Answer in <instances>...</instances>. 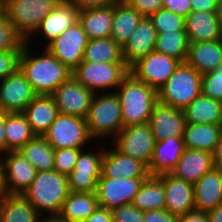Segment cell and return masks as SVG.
<instances>
[{"label": "cell", "mask_w": 222, "mask_h": 222, "mask_svg": "<svg viewBox=\"0 0 222 222\" xmlns=\"http://www.w3.org/2000/svg\"><path fill=\"white\" fill-rule=\"evenodd\" d=\"M36 96L20 69L0 81V105L6 113H23Z\"/></svg>", "instance_id": "2e32d148"}, {"label": "cell", "mask_w": 222, "mask_h": 222, "mask_svg": "<svg viewBox=\"0 0 222 222\" xmlns=\"http://www.w3.org/2000/svg\"><path fill=\"white\" fill-rule=\"evenodd\" d=\"M212 154L214 159V167L222 170V133L220 140L218 141Z\"/></svg>", "instance_id": "f5cc1de1"}, {"label": "cell", "mask_w": 222, "mask_h": 222, "mask_svg": "<svg viewBox=\"0 0 222 222\" xmlns=\"http://www.w3.org/2000/svg\"><path fill=\"white\" fill-rule=\"evenodd\" d=\"M112 140L117 151L149 166L156 143L149 123L124 127Z\"/></svg>", "instance_id": "9c48e42d"}, {"label": "cell", "mask_w": 222, "mask_h": 222, "mask_svg": "<svg viewBox=\"0 0 222 222\" xmlns=\"http://www.w3.org/2000/svg\"><path fill=\"white\" fill-rule=\"evenodd\" d=\"M129 7L136 9L143 16L149 17L151 14L163 8V0H122Z\"/></svg>", "instance_id": "f6af8a7d"}, {"label": "cell", "mask_w": 222, "mask_h": 222, "mask_svg": "<svg viewBox=\"0 0 222 222\" xmlns=\"http://www.w3.org/2000/svg\"><path fill=\"white\" fill-rule=\"evenodd\" d=\"M86 148H62L55 150L53 170L68 176L77 163L80 152Z\"/></svg>", "instance_id": "60d3db41"}, {"label": "cell", "mask_w": 222, "mask_h": 222, "mask_svg": "<svg viewBox=\"0 0 222 222\" xmlns=\"http://www.w3.org/2000/svg\"><path fill=\"white\" fill-rule=\"evenodd\" d=\"M78 13L79 9L72 3L59 2L41 22L39 28L34 33L35 35H32L26 43L32 42L34 36H39L40 34L45 39L43 41H46L43 47H46L67 28L78 21Z\"/></svg>", "instance_id": "ffe728a7"}, {"label": "cell", "mask_w": 222, "mask_h": 222, "mask_svg": "<svg viewBox=\"0 0 222 222\" xmlns=\"http://www.w3.org/2000/svg\"><path fill=\"white\" fill-rule=\"evenodd\" d=\"M24 40L16 33L14 27L3 11L0 12V51L22 50Z\"/></svg>", "instance_id": "ab89813d"}, {"label": "cell", "mask_w": 222, "mask_h": 222, "mask_svg": "<svg viewBox=\"0 0 222 222\" xmlns=\"http://www.w3.org/2000/svg\"><path fill=\"white\" fill-rule=\"evenodd\" d=\"M188 49L189 41L186 31L157 33L154 51L184 63L188 56Z\"/></svg>", "instance_id": "74e56055"}, {"label": "cell", "mask_w": 222, "mask_h": 222, "mask_svg": "<svg viewBox=\"0 0 222 222\" xmlns=\"http://www.w3.org/2000/svg\"><path fill=\"white\" fill-rule=\"evenodd\" d=\"M84 222H113L110 209L98 207Z\"/></svg>", "instance_id": "f907efd6"}, {"label": "cell", "mask_w": 222, "mask_h": 222, "mask_svg": "<svg viewBox=\"0 0 222 222\" xmlns=\"http://www.w3.org/2000/svg\"><path fill=\"white\" fill-rule=\"evenodd\" d=\"M218 0H191L192 12L216 11Z\"/></svg>", "instance_id": "816d5d0a"}, {"label": "cell", "mask_w": 222, "mask_h": 222, "mask_svg": "<svg viewBox=\"0 0 222 222\" xmlns=\"http://www.w3.org/2000/svg\"><path fill=\"white\" fill-rule=\"evenodd\" d=\"M183 138H165L156 141L148 173L159 176L171 173L185 151Z\"/></svg>", "instance_id": "7402d4cb"}, {"label": "cell", "mask_w": 222, "mask_h": 222, "mask_svg": "<svg viewBox=\"0 0 222 222\" xmlns=\"http://www.w3.org/2000/svg\"><path fill=\"white\" fill-rule=\"evenodd\" d=\"M207 213L210 222H222V203Z\"/></svg>", "instance_id": "11a10c76"}, {"label": "cell", "mask_w": 222, "mask_h": 222, "mask_svg": "<svg viewBox=\"0 0 222 222\" xmlns=\"http://www.w3.org/2000/svg\"><path fill=\"white\" fill-rule=\"evenodd\" d=\"M6 112L4 108L0 105V120H2L5 116Z\"/></svg>", "instance_id": "91938a15"}, {"label": "cell", "mask_w": 222, "mask_h": 222, "mask_svg": "<svg viewBox=\"0 0 222 222\" xmlns=\"http://www.w3.org/2000/svg\"><path fill=\"white\" fill-rule=\"evenodd\" d=\"M60 114L85 119L94 93L73 76L61 83L51 94Z\"/></svg>", "instance_id": "4fadbf2b"}, {"label": "cell", "mask_w": 222, "mask_h": 222, "mask_svg": "<svg viewBox=\"0 0 222 222\" xmlns=\"http://www.w3.org/2000/svg\"><path fill=\"white\" fill-rule=\"evenodd\" d=\"M22 50L0 51V81L19 69V57Z\"/></svg>", "instance_id": "ee69618b"}, {"label": "cell", "mask_w": 222, "mask_h": 222, "mask_svg": "<svg viewBox=\"0 0 222 222\" xmlns=\"http://www.w3.org/2000/svg\"><path fill=\"white\" fill-rule=\"evenodd\" d=\"M129 73V67L126 63H91L82 61L72 71V76L84 87L96 94L115 92Z\"/></svg>", "instance_id": "52a82bcc"}, {"label": "cell", "mask_w": 222, "mask_h": 222, "mask_svg": "<svg viewBox=\"0 0 222 222\" xmlns=\"http://www.w3.org/2000/svg\"><path fill=\"white\" fill-rule=\"evenodd\" d=\"M87 34L79 21L72 24L45 48L68 69L73 71L82 61L88 44Z\"/></svg>", "instance_id": "8fae6325"}, {"label": "cell", "mask_w": 222, "mask_h": 222, "mask_svg": "<svg viewBox=\"0 0 222 222\" xmlns=\"http://www.w3.org/2000/svg\"><path fill=\"white\" fill-rule=\"evenodd\" d=\"M178 216L166 209L150 210L144 212L145 222H177Z\"/></svg>", "instance_id": "7dc6e473"}, {"label": "cell", "mask_w": 222, "mask_h": 222, "mask_svg": "<svg viewBox=\"0 0 222 222\" xmlns=\"http://www.w3.org/2000/svg\"><path fill=\"white\" fill-rule=\"evenodd\" d=\"M163 181L165 209L177 216L195 209L194 185L166 173L158 176Z\"/></svg>", "instance_id": "d6986e66"}, {"label": "cell", "mask_w": 222, "mask_h": 222, "mask_svg": "<svg viewBox=\"0 0 222 222\" xmlns=\"http://www.w3.org/2000/svg\"><path fill=\"white\" fill-rule=\"evenodd\" d=\"M42 218H40L39 222H70L67 219L62 218L60 215H43Z\"/></svg>", "instance_id": "9f6ffc18"}, {"label": "cell", "mask_w": 222, "mask_h": 222, "mask_svg": "<svg viewBox=\"0 0 222 222\" xmlns=\"http://www.w3.org/2000/svg\"><path fill=\"white\" fill-rule=\"evenodd\" d=\"M185 31L189 43L222 39V28L216 11L191 12L185 17Z\"/></svg>", "instance_id": "cb8c5ba5"}, {"label": "cell", "mask_w": 222, "mask_h": 222, "mask_svg": "<svg viewBox=\"0 0 222 222\" xmlns=\"http://www.w3.org/2000/svg\"><path fill=\"white\" fill-rule=\"evenodd\" d=\"M6 194L5 185H4V175H3V162L0 157V199Z\"/></svg>", "instance_id": "6f0895ef"}, {"label": "cell", "mask_w": 222, "mask_h": 222, "mask_svg": "<svg viewBox=\"0 0 222 222\" xmlns=\"http://www.w3.org/2000/svg\"><path fill=\"white\" fill-rule=\"evenodd\" d=\"M83 61L91 63H125L122 47L111 37L90 39L84 50Z\"/></svg>", "instance_id": "8d00e7d4"}, {"label": "cell", "mask_w": 222, "mask_h": 222, "mask_svg": "<svg viewBox=\"0 0 222 222\" xmlns=\"http://www.w3.org/2000/svg\"><path fill=\"white\" fill-rule=\"evenodd\" d=\"M119 0H73L71 3L75 5L79 11L92 9V8H101L112 5Z\"/></svg>", "instance_id": "c3c4849f"}, {"label": "cell", "mask_w": 222, "mask_h": 222, "mask_svg": "<svg viewBox=\"0 0 222 222\" xmlns=\"http://www.w3.org/2000/svg\"><path fill=\"white\" fill-rule=\"evenodd\" d=\"M6 194L23 195L35 179L37 170L19 151L1 156Z\"/></svg>", "instance_id": "9a60e30c"}, {"label": "cell", "mask_w": 222, "mask_h": 222, "mask_svg": "<svg viewBox=\"0 0 222 222\" xmlns=\"http://www.w3.org/2000/svg\"><path fill=\"white\" fill-rule=\"evenodd\" d=\"M58 4V0H2V11L26 42Z\"/></svg>", "instance_id": "5b68a950"}, {"label": "cell", "mask_w": 222, "mask_h": 222, "mask_svg": "<svg viewBox=\"0 0 222 222\" xmlns=\"http://www.w3.org/2000/svg\"><path fill=\"white\" fill-rule=\"evenodd\" d=\"M221 102L208 98L202 93L185 109L186 123L190 124H220Z\"/></svg>", "instance_id": "d6a6232c"}, {"label": "cell", "mask_w": 222, "mask_h": 222, "mask_svg": "<svg viewBox=\"0 0 222 222\" xmlns=\"http://www.w3.org/2000/svg\"><path fill=\"white\" fill-rule=\"evenodd\" d=\"M180 63L173 57L153 51L134 63L129 71L137 80L158 92Z\"/></svg>", "instance_id": "7c38bea8"}, {"label": "cell", "mask_w": 222, "mask_h": 222, "mask_svg": "<svg viewBox=\"0 0 222 222\" xmlns=\"http://www.w3.org/2000/svg\"><path fill=\"white\" fill-rule=\"evenodd\" d=\"M34 52L36 50L32 51L30 43L25 42L19 57V69L37 95H51L61 83L72 76V71L46 48H43L41 54Z\"/></svg>", "instance_id": "6da1fadb"}, {"label": "cell", "mask_w": 222, "mask_h": 222, "mask_svg": "<svg viewBox=\"0 0 222 222\" xmlns=\"http://www.w3.org/2000/svg\"><path fill=\"white\" fill-rule=\"evenodd\" d=\"M157 33L185 31V17L165 8L149 16Z\"/></svg>", "instance_id": "f35d334b"}, {"label": "cell", "mask_w": 222, "mask_h": 222, "mask_svg": "<svg viewBox=\"0 0 222 222\" xmlns=\"http://www.w3.org/2000/svg\"><path fill=\"white\" fill-rule=\"evenodd\" d=\"M6 153L20 150L36 135L23 113L5 114Z\"/></svg>", "instance_id": "e575fe53"}, {"label": "cell", "mask_w": 222, "mask_h": 222, "mask_svg": "<svg viewBox=\"0 0 222 222\" xmlns=\"http://www.w3.org/2000/svg\"><path fill=\"white\" fill-rule=\"evenodd\" d=\"M43 137L55 150L86 148L87 144L94 141L90 136L85 119L60 113Z\"/></svg>", "instance_id": "ba28073f"}, {"label": "cell", "mask_w": 222, "mask_h": 222, "mask_svg": "<svg viewBox=\"0 0 222 222\" xmlns=\"http://www.w3.org/2000/svg\"><path fill=\"white\" fill-rule=\"evenodd\" d=\"M177 222H210L207 211L193 209L188 213L178 216Z\"/></svg>", "instance_id": "681fc988"}, {"label": "cell", "mask_w": 222, "mask_h": 222, "mask_svg": "<svg viewBox=\"0 0 222 222\" xmlns=\"http://www.w3.org/2000/svg\"><path fill=\"white\" fill-rule=\"evenodd\" d=\"M70 193L68 177L54 170L37 172L34 181L23 196L41 215H59L63 202Z\"/></svg>", "instance_id": "3957f363"}, {"label": "cell", "mask_w": 222, "mask_h": 222, "mask_svg": "<svg viewBox=\"0 0 222 222\" xmlns=\"http://www.w3.org/2000/svg\"><path fill=\"white\" fill-rule=\"evenodd\" d=\"M144 16L119 0L113 4L111 38L121 47L130 39Z\"/></svg>", "instance_id": "f1b7e54d"}, {"label": "cell", "mask_w": 222, "mask_h": 222, "mask_svg": "<svg viewBox=\"0 0 222 222\" xmlns=\"http://www.w3.org/2000/svg\"><path fill=\"white\" fill-rule=\"evenodd\" d=\"M40 217L23 195L5 194L0 199V222H39Z\"/></svg>", "instance_id": "f546056e"}, {"label": "cell", "mask_w": 222, "mask_h": 222, "mask_svg": "<svg viewBox=\"0 0 222 222\" xmlns=\"http://www.w3.org/2000/svg\"><path fill=\"white\" fill-rule=\"evenodd\" d=\"M6 154L5 116L0 120V157Z\"/></svg>", "instance_id": "db71d44e"}, {"label": "cell", "mask_w": 222, "mask_h": 222, "mask_svg": "<svg viewBox=\"0 0 222 222\" xmlns=\"http://www.w3.org/2000/svg\"><path fill=\"white\" fill-rule=\"evenodd\" d=\"M131 203L143 212L165 209L163 181L158 176L149 175L141 184Z\"/></svg>", "instance_id": "836d02e7"}, {"label": "cell", "mask_w": 222, "mask_h": 222, "mask_svg": "<svg viewBox=\"0 0 222 222\" xmlns=\"http://www.w3.org/2000/svg\"><path fill=\"white\" fill-rule=\"evenodd\" d=\"M148 176V167L144 163L117 151L113 146L109 148L105 146L101 177L121 179L147 178Z\"/></svg>", "instance_id": "e0dca14e"}, {"label": "cell", "mask_w": 222, "mask_h": 222, "mask_svg": "<svg viewBox=\"0 0 222 222\" xmlns=\"http://www.w3.org/2000/svg\"><path fill=\"white\" fill-rule=\"evenodd\" d=\"M186 63L201 75L222 65V39L189 43Z\"/></svg>", "instance_id": "d4e9b609"}, {"label": "cell", "mask_w": 222, "mask_h": 222, "mask_svg": "<svg viewBox=\"0 0 222 222\" xmlns=\"http://www.w3.org/2000/svg\"><path fill=\"white\" fill-rule=\"evenodd\" d=\"M149 125L156 141L165 138H183L186 119L182 109L158 102L149 119Z\"/></svg>", "instance_id": "ac0fdd59"}, {"label": "cell", "mask_w": 222, "mask_h": 222, "mask_svg": "<svg viewBox=\"0 0 222 222\" xmlns=\"http://www.w3.org/2000/svg\"><path fill=\"white\" fill-rule=\"evenodd\" d=\"M98 207L95 192L70 191L59 215L70 222H84Z\"/></svg>", "instance_id": "1f68e13d"}, {"label": "cell", "mask_w": 222, "mask_h": 222, "mask_svg": "<svg viewBox=\"0 0 222 222\" xmlns=\"http://www.w3.org/2000/svg\"><path fill=\"white\" fill-rule=\"evenodd\" d=\"M59 2L71 3L73 0H58Z\"/></svg>", "instance_id": "6125c7cd"}, {"label": "cell", "mask_w": 222, "mask_h": 222, "mask_svg": "<svg viewBox=\"0 0 222 222\" xmlns=\"http://www.w3.org/2000/svg\"><path fill=\"white\" fill-rule=\"evenodd\" d=\"M216 14L222 28V0H218Z\"/></svg>", "instance_id": "680465c9"}, {"label": "cell", "mask_w": 222, "mask_h": 222, "mask_svg": "<svg viewBox=\"0 0 222 222\" xmlns=\"http://www.w3.org/2000/svg\"><path fill=\"white\" fill-rule=\"evenodd\" d=\"M93 147H87V150L83 149L80 152L74 170L67 176L71 192L96 191L98 179L101 177L105 146L102 147L100 144L99 148L96 146L92 151Z\"/></svg>", "instance_id": "30bf717a"}, {"label": "cell", "mask_w": 222, "mask_h": 222, "mask_svg": "<svg viewBox=\"0 0 222 222\" xmlns=\"http://www.w3.org/2000/svg\"><path fill=\"white\" fill-rule=\"evenodd\" d=\"M222 129L219 125L186 123L183 142L186 149H198L213 153Z\"/></svg>", "instance_id": "4dcf8cb0"}, {"label": "cell", "mask_w": 222, "mask_h": 222, "mask_svg": "<svg viewBox=\"0 0 222 222\" xmlns=\"http://www.w3.org/2000/svg\"><path fill=\"white\" fill-rule=\"evenodd\" d=\"M18 151L36 168L37 172L53 170L55 149L43 136H35Z\"/></svg>", "instance_id": "d590c367"}, {"label": "cell", "mask_w": 222, "mask_h": 222, "mask_svg": "<svg viewBox=\"0 0 222 222\" xmlns=\"http://www.w3.org/2000/svg\"><path fill=\"white\" fill-rule=\"evenodd\" d=\"M219 126L221 127L222 129V102H221V110H220V124Z\"/></svg>", "instance_id": "94428289"}, {"label": "cell", "mask_w": 222, "mask_h": 222, "mask_svg": "<svg viewBox=\"0 0 222 222\" xmlns=\"http://www.w3.org/2000/svg\"><path fill=\"white\" fill-rule=\"evenodd\" d=\"M95 140L113 139L123 128L121 104L115 92L94 94L85 118Z\"/></svg>", "instance_id": "277c9868"}, {"label": "cell", "mask_w": 222, "mask_h": 222, "mask_svg": "<svg viewBox=\"0 0 222 222\" xmlns=\"http://www.w3.org/2000/svg\"><path fill=\"white\" fill-rule=\"evenodd\" d=\"M78 21L89 40L111 37L113 4L101 8L80 10Z\"/></svg>", "instance_id": "83f0119b"}, {"label": "cell", "mask_w": 222, "mask_h": 222, "mask_svg": "<svg viewBox=\"0 0 222 222\" xmlns=\"http://www.w3.org/2000/svg\"><path fill=\"white\" fill-rule=\"evenodd\" d=\"M157 31L149 17L144 16L130 39L122 47L124 62L130 68L155 49Z\"/></svg>", "instance_id": "44dd1931"}, {"label": "cell", "mask_w": 222, "mask_h": 222, "mask_svg": "<svg viewBox=\"0 0 222 222\" xmlns=\"http://www.w3.org/2000/svg\"><path fill=\"white\" fill-rule=\"evenodd\" d=\"M202 75L186 62L180 63L167 82L158 91L162 104L185 109L201 94Z\"/></svg>", "instance_id": "8992f818"}, {"label": "cell", "mask_w": 222, "mask_h": 222, "mask_svg": "<svg viewBox=\"0 0 222 222\" xmlns=\"http://www.w3.org/2000/svg\"><path fill=\"white\" fill-rule=\"evenodd\" d=\"M201 93L208 98L222 102V65L202 75Z\"/></svg>", "instance_id": "b9f144b4"}, {"label": "cell", "mask_w": 222, "mask_h": 222, "mask_svg": "<svg viewBox=\"0 0 222 222\" xmlns=\"http://www.w3.org/2000/svg\"><path fill=\"white\" fill-rule=\"evenodd\" d=\"M213 168L214 159L211 152L198 149H185L171 174L194 184Z\"/></svg>", "instance_id": "603a6c76"}, {"label": "cell", "mask_w": 222, "mask_h": 222, "mask_svg": "<svg viewBox=\"0 0 222 222\" xmlns=\"http://www.w3.org/2000/svg\"><path fill=\"white\" fill-rule=\"evenodd\" d=\"M111 212L113 222H145L144 212L132 203L113 208Z\"/></svg>", "instance_id": "7bdbcfd3"}, {"label": "cell", "mask_w": 222, "mask_h": 222, "mask_svg": "<svg viewBox=\"0 0 222 222\" xmlns=\"http://www.w3.org/2000/svg\"><path fill=\"white\" fill-rule=\"evenodd\" d=\"M163 8L187 17L191 12V0H163Z\"/></svg>", "instance_id": "bcb514c9"}, {"label": "cell", "mask_w": 222, "mask_h": 222, "mask_svg": "<svg viewBox=\"0 0 222 222\" xmlns=\"http://www.w3.org/2000/svg\"><path fill=\"white\" fill-rule=\"evenodd\" d=\"M2 11V0H0V12Z\"/></svg>", "instance_id": "be15d7a7"}, {"label": "cell", "mask_w": 222, "mask_h": 222, "mask_svg": "<svg viewBox=\"0 0 222 222\" xmlns=\"http://www.w3.org/2000/svg\"><path fill=\"white\" fill-rule=\"evenodd\" d=\"M32 132L43 136L59 114L57 105L51 95H37L23 111Z\"/></svg>", "instance_id": "484cf974"}, {"label": "cell", "mask_w": 222, "mask_h": 222, "mask_svg": "<svg viewBox=\"0 0 222 222\" xmlns=\"http://www.w3.org/2000/svg\"><path fill=\"white\" fill-rule=\"evenodd\" d=\"M145 179L100 177L95 191L99 207L112 210L130 204Z\"/></svg>", "instance_id": "5bb4252c"}, {"label": "cell", "mask_w": 222, "mask_h": 222, "mask_svg": "<svg viewBox=\"0 0 222 222\" xmlns=\"http://www.w3.org/2000/svg\"><path fill=\"white\" fill-rule=\"evenodd\" d=\"M193 185L195 209L209 211L222 203V170L214 167Z\"/></svg>", "instance_id": "4316f807"}, {"label": "cell", "mask_w": 222, "mask_h": 222, "mask_svg": "<svg viewBox=\"0 0 222 222\" xmlns=\"http://www.w3.org/2000/svg\"><path fill=\"white\" fill-rule=\"evenodd\" d=\"M121 104L123 128L149 122L158 92L129 73L115 90Z\"/></svg>", "instance_id": "7a4b0ae2"}]
</instances>
